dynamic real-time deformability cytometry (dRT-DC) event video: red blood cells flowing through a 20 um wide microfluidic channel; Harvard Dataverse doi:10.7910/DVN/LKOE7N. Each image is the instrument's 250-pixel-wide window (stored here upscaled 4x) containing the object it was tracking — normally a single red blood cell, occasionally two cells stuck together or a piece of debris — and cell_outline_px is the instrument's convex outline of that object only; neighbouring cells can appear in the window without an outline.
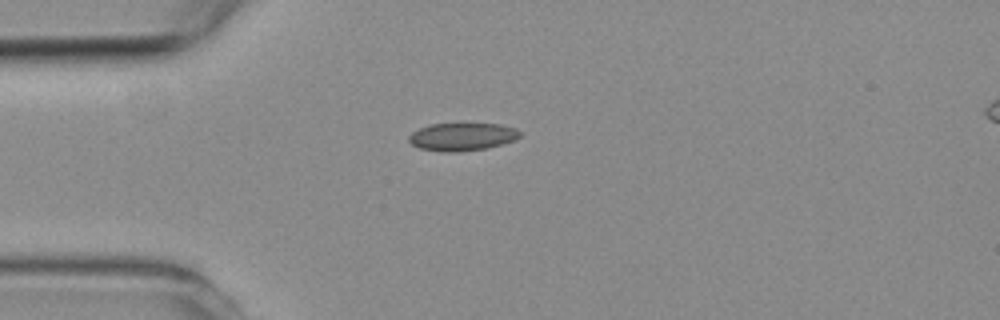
{"species": "common noctule bat (a hibernating species)", "species_latin": "Nyctalus noctula", "temperature_condition": "room temperature", "stored_images_in_passage": 4, "camera_frame_rate_fps": 3000, "um_per_image_px": 0.085, "animal": {"sex": "female", "body_mass_g": 19.3, "forearm_length_mm": 54.1}, "frame": {"image": 1, "passage_image": 2, "time_ms": 2.0, "image_size_px": [1000, 320], "cell_outline_px": [[520, 136], [512, 140], [488, 148], [456, 152], [440, 152], [420, 148], [412, 144], [408, 140], [408, 136], [412, 132], [428, 124], [500, 124], [516, 128], [520, 132]], "centroid_in_image_um": [39.25, 11.62], "position_along_channel_um": 45.8, "area_um2": 17.92}}